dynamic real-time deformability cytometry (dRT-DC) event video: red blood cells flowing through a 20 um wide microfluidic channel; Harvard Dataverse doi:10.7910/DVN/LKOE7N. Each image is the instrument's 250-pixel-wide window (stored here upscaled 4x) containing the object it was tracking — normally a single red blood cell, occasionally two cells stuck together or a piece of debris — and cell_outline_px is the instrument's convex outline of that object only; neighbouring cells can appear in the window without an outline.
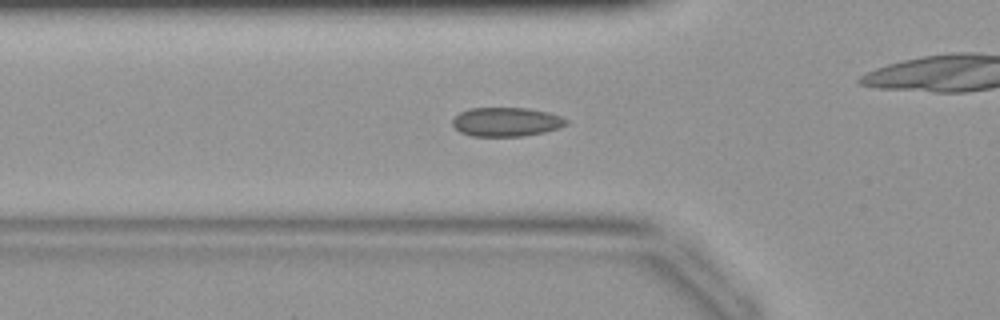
{"species": "common noctule bat (a hibernating species)", "species_latin": "Nyctalus noctula", "temperature_condition": "warm", "stored_images_in_passage": 39, "camera_frame_rate_fps": 3000, "um_per_image_px": 0.085, "animal": {"sex": "female", "body_mass_g": 19.9}, "frame": {"image": 1, "passage_image": 10, "time_ms": 3.0, "image_size_px": [1000, 320], "cell_outline_px": [[568, 124], [560, 128], [544, 132], [520, 136], [472, 136], [460, 132], [452, 124], [452, 120], [460, 112], [468, 108], [528, 108], [548, 112], [560, 116], [568, 120]], "centroid_in_image_um": [43.04, 10.36], "position_along_channel_um": 82.8, "area_um2": 19.25}}
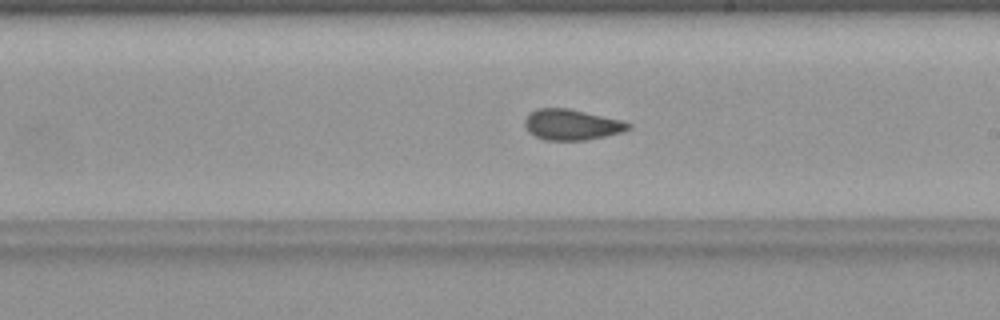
{"frame": {"image": 2, "passage_image": 20, "time_ms": 6.333, "image_size_px": [1000, 320], "cell_outline_px": [[632, 128], [620, 132], [588, 140], [544, 140], [528, 132], [524, 124], [524, 120], [528, 112], [536, 108], [568, 108], [624, 120], [632, 124]], "centroid_in_image_um": [48.58, 10.58], "position_along_channel_um": 240.4, "area_um2": 18.79}}
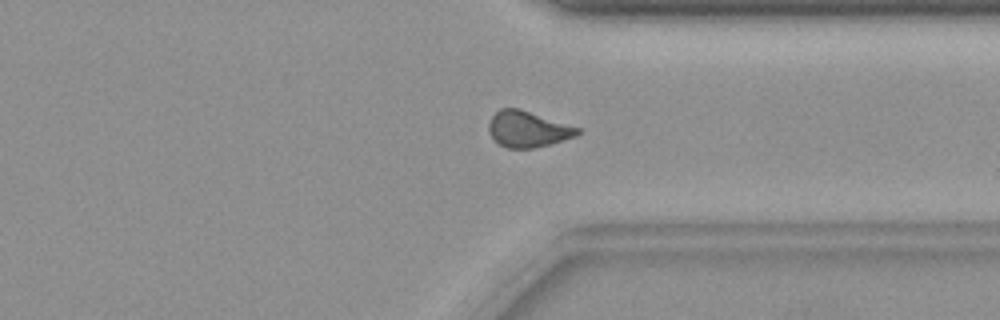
{"frame": {"image": 3, "passage_image": 28, "time_ms": 9.0, "image_size_px": [1000, 320], "cell_outline_px": [[580, 132], [576, 136], [552, 144], [532, 148], [508, 148], [492, 140], [488, 132], [488, 124], [492, 116], [500, 108], [516, 108], [580, 128]], "centroid_in_image_um": [44.83, 11.0], "position_along_channel_um": 366.6, "area_um2": 18.5}}